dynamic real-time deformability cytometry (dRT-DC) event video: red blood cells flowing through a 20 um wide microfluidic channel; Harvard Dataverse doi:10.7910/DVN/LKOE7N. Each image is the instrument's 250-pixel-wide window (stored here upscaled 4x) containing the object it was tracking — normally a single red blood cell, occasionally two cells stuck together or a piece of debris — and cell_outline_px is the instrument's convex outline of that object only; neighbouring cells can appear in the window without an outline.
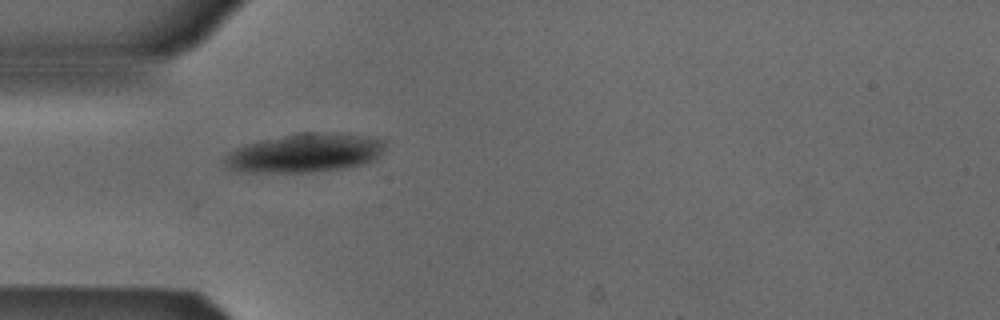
{"species": "Egyptian fruit bat (a non-hibernating species)", "species_latin": "Rousettus aegyptiacus", "temperature_condition": "cold", "stored_images_in_passage": 33, "camera_frame_rate_fps": 3000, "um_per_image_px": 0.085, "animal": {"sex": "male"}, "frame": {"image": 1, "passage_image": 1, "time_ms": 0.0, "image_size_px": [1000, 320], "cell_outline_px": [[388, 140], [384, 148], [376, 160], [344, 168], [316, 172], [232, 172], [224, 168], [220, 160], [228, 152], [244, 144], [260, 140], [304, 132], [340, 132], [368, 136]], "centroid_in_image_um": [25.86, 13.0], "position_along_channel_um": 59.1, "area_um2": 37.17}}
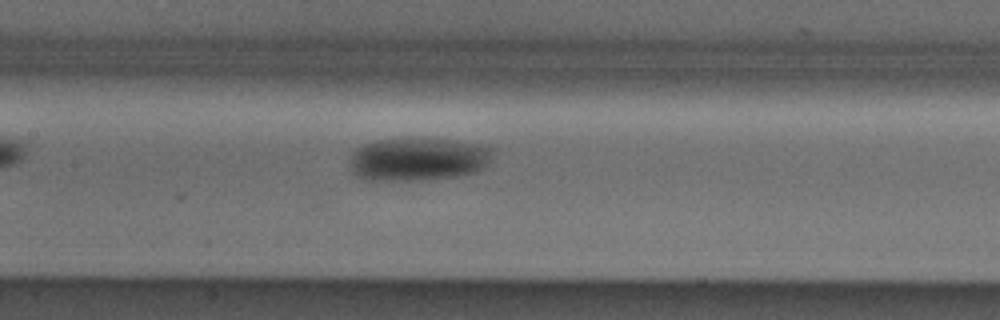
{"frame": {"image": 2, "passage_image": 10, "time_ms": 3.0, "image_size_px": [1000, 320], "cell_outline_px": [[496, 148], [488, 164], [484, 168], [476, 172], [456, 176], [416, 180], [368, 180], [360, 176], [348, 164], [348, 160], [352, 152], [356, 148], [364, 144], [376, 140], [408, 136], [412, 136], [456, 140], [480, 144]], "centroid_in_image_um": [35.57, 13.48], "position_along_channel_um": 171.8, "area_um2": 36.88}}
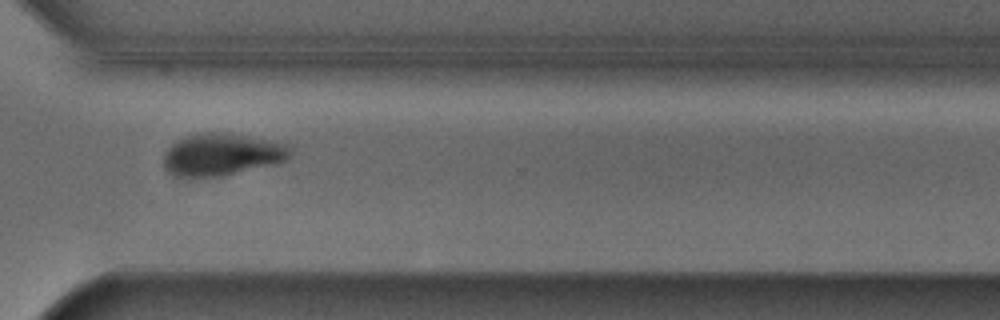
{"frame": {"image": 3, "passage_image": 24, "time_ms": 7.667, "image_size_px": [1000, 320], "cell_outline_px": [[292, 152], [288, 160], [276, 164], [224, 176], [188, 180], [176, 176], [168, 172], [164, 168], [164, 156], [168, 148], [176, 140], [184, 136], [200, 132], [228, 132], [248, 136], [284, 144], [292, 148]], "centroid_in_image_um": [18.82, 13.17], "position_along_channel_um": 351.8, "area_um2": 32.02}}